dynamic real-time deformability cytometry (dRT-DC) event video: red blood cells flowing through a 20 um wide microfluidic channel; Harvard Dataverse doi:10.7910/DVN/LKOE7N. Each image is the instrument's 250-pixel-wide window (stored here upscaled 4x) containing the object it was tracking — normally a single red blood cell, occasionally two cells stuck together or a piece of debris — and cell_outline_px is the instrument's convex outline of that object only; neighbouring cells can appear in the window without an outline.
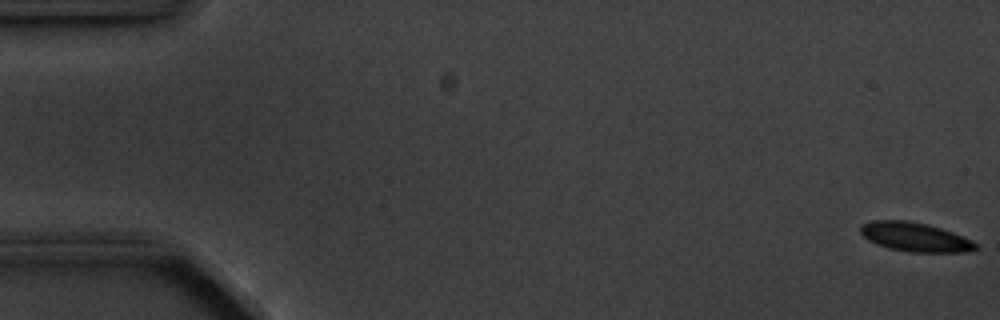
{"species": "common noctule bat (a hibernating species)", "species_latin": "Nyctalus noctula", "temperature_condition": "cold", "stored_images_in_passage": 5, "camera_frame_rate_fps": 3000, "um_per_image_px": 0.085, "animal": {"sex": "male", "body_mass_g": 20.1, "forearm_length_mm": 53.5}, "frame": {"image": 1, "passage_image": 1, "time_ms": 0.0, "image_size_px": [1000, 320], "cell_outline_px": [[980, 248], [964, 252], [908, 252], [888, 248], [868, 240], [860, 232], [860, 228], [864, 224], [872, 220], [908, 220], [928, 224], [952, 232], [972, 240], [980, 244]], "centroid_in_image_um": [77.82, 20.15], "position_along_channel_um": 7.2, "area_um2": 19.59}}
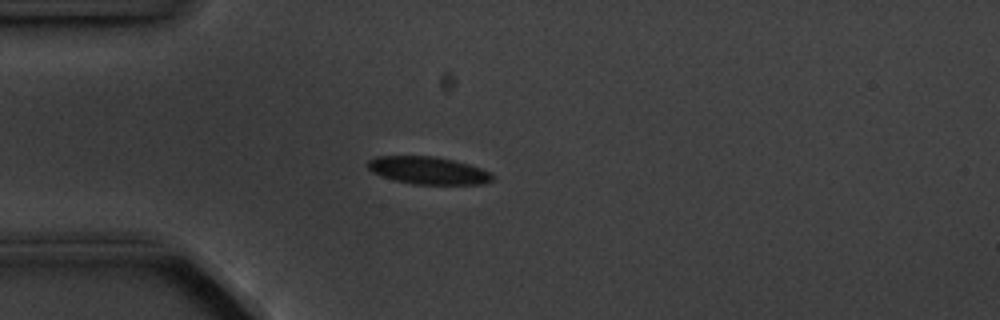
{"frame": {"image": 2, "passage_image": 5, "time_ms": 4.667, "image_size_px": [1000, 320], "cell_outline_px": [[492, 180], [484, 184], [412, 184], [396, 180], [372, 172], [368, 168], [368, 160], [376, 156], [432, 156], [452, 160], [468, 164], [480, 168], [488, 172], [492, 176]], "centroid_in_image_um": [36.37, 14.48], "position_along_channel_um": 48.6, "area_um2": 19.65}}